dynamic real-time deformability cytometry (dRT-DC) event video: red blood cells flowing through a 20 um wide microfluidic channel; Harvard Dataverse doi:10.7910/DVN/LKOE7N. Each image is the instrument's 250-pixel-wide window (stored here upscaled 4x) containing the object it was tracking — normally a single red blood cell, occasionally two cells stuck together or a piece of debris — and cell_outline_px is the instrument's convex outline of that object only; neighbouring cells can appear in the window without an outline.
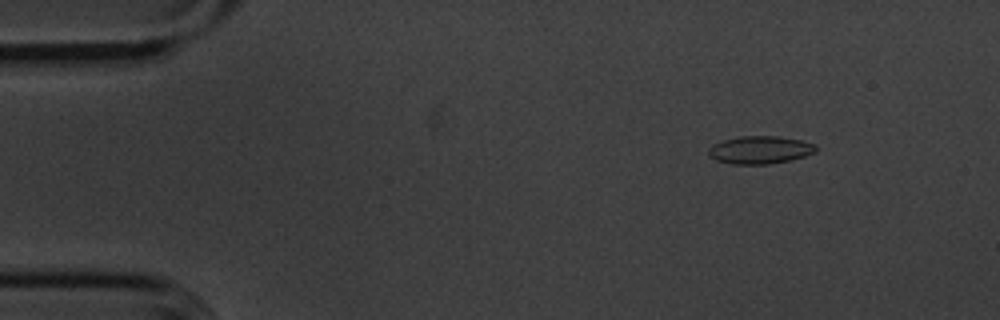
{"species": "common noctule bat (a hibernating species)", "species_latin": "Nyctalus noctula", "temperature_condition": "cold", "stored_images_in_passage": 56, "camera_frame_rate_fps": 3000, "um_per_image_px": 0.085, "animal": {"sex": "male", "body_mass_g": 20.1, "forearm_length_mm": 53.5}, "frame": {"image": 1, "passage_image": 7, "time_ms": 2.0, "image_size_px": [1000, 320], "cell_outline_px": [[816, 152], [804, 156], [788, 160], [768, 164], [732, 164], [716, 160], [708, 156], [708, 148], [712, 144], [724, 140], [740, 136], [776, 136], [800, 140], [816, 144]], "centroid_in_image_um": [64.56, 12.74], "position_along_channel_um": 20.4, "area_um2": 17.34}}
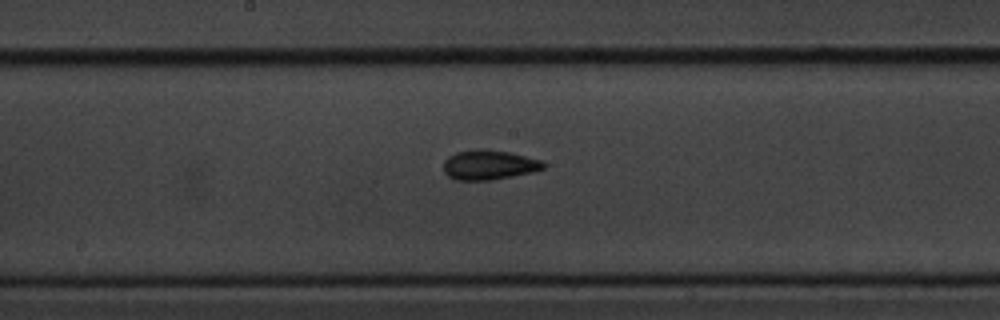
{"frame": {"image": 2, "passage_image": 29, "time_ms": 9.333, "image_size_px": [1000, 320], "cell_outline_px": [[548, 164], [544, 168], [532, 172], [492, 180], [456, 180], [448, 176], [444, 172], [444, 160], [448, 156], [456, 152], [508, 152], [544, 160]], "centroid_in_image_um": [41.61, 14.06], "position_along_channel_um": 206.6, "area_um2": 16.7}}
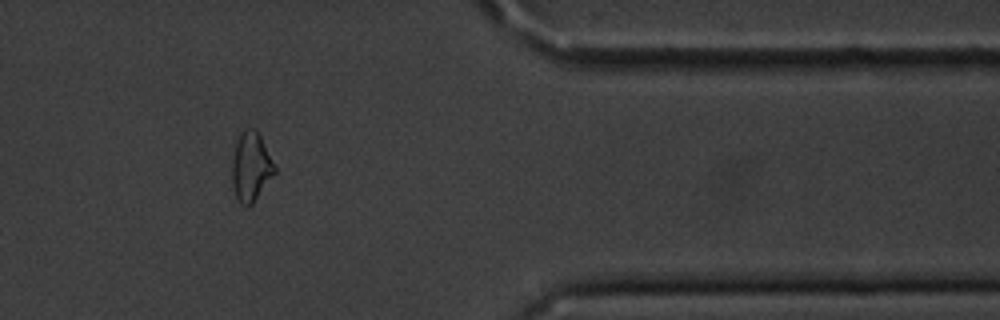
{"frame": {"image": 3, "passage_image": 46, "time_ms": 15.0, "image_size_px": [1000, 320], "cell_outline_px": [[276, 172], [252, 204], [240, 204], [236, 200], [232, 184], [232, 160], [236, 140], [244, 128], [256, 128], [276, 168]], "centroid_in_image_um": [21.31, 14.16], "position_along_channel_um": 390.1, "area_um2": 17.11}, "authors_computed_cell_mechanics": {"area_um2": 16.6175, "velocity_mm_per_s": 3.6143, "shape_relaxation_time_tau1_ms": null, "shape_relaxation_time_tau2_ms": 2.5905, "deformation_change_tau1": null, "deformation_change_tau2": 0.0947}}